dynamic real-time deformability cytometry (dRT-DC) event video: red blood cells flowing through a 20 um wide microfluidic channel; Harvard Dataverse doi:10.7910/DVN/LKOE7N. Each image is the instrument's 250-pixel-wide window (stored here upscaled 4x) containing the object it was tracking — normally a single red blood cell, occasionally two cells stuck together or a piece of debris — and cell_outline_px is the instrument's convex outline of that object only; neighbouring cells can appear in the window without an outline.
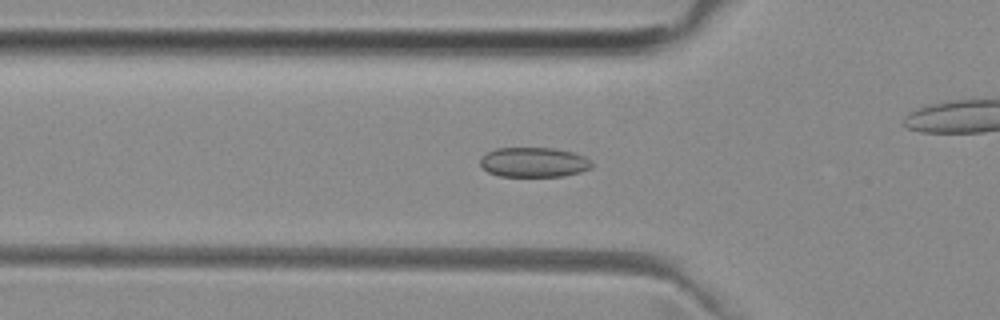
{"species": "common noctule bat (a hibernating species)", "species_latin": "Nyctalus noctula", "temperature_condition": "room temperature", "stored_images_in_passage": 51, "camera_frame_rate_fps": 3000, "um_per_image_px": 0.085, "animal": {"sex": "female", "body_mass_g": 29.2, "forearm_length_mm": 56.3}, "frame": {"image": 1, "passage_image": 16, "time_ms": 5.0, "image_size_px": [1000, 320], "cell_outline_px": [[592, 168], [580, 172], [564, 176], [500, 176], [488, 172], [480, 164], [480, 156], [496, 148], [552, 148], [572, 152], [584, 156], [592, 160]], "centroid_in_image_um": [45.38, 13.79], "position_along_channel_um": 80.4, "area_um2": 19.42}}
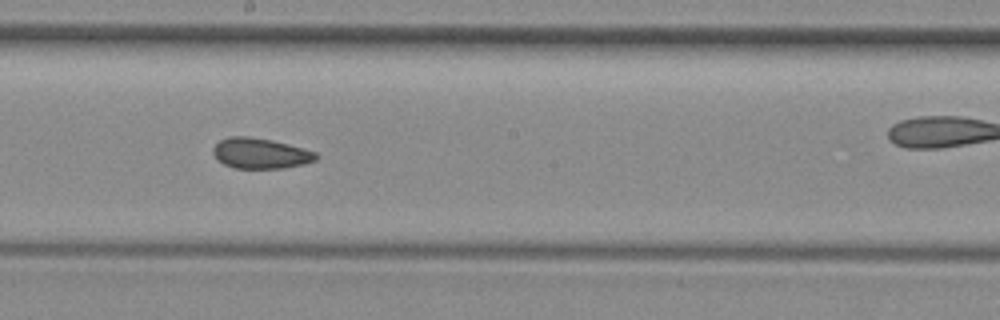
{"frame": {"image": 2, "passage_image": 27, "time_ms": 8.667, "image_size_px": [1000, 320], "cell_outline_px": [[320, 156], [316, 160], [304, 164], [284, 168], [236, 168], [224, 164], [216, 160], [212, 152], [212, 148], [220, 140], [232, 136], [248, 136], [272, 140], [304, 148], [316, 152]], "centroid_in_image_um": [22.14, 13.03], "position_along_channel_um": 226.1, "area_um2": 18.44}}
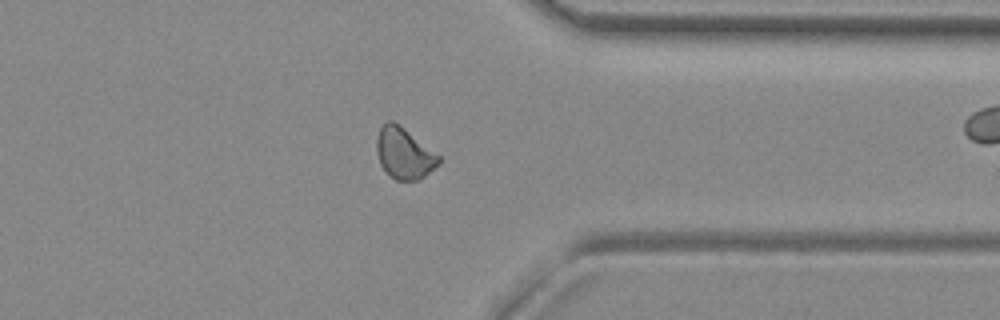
{"frame": {"image": 3, "passage_image": 39, "time_ms": 12.667, "image_size_px": [1000, 320], "cell_outline_px": [[440, 164], [420, 180], [396, 180], [380, 164], [376, 152], [376, 140], [380, 128], [388, 120], [392, 120], [400, 124], [440, 156]], "centroid_in_image_um": [34.36, 13.02], "position_along_channel_um": 377.0, "area_um2": 18.5}, "authors_computed_cell_mechanics": {"area_um2": 18.9006, "velocity_mm_per_s": 3.9665, "shape_relaxation_time_tau1_ms": 7.7521, "shape_relaxation_time_tau2_ms": 2.8949, "deformation_change_tau1": 0.0785, "deformation_change_tau2": 0.0651}}